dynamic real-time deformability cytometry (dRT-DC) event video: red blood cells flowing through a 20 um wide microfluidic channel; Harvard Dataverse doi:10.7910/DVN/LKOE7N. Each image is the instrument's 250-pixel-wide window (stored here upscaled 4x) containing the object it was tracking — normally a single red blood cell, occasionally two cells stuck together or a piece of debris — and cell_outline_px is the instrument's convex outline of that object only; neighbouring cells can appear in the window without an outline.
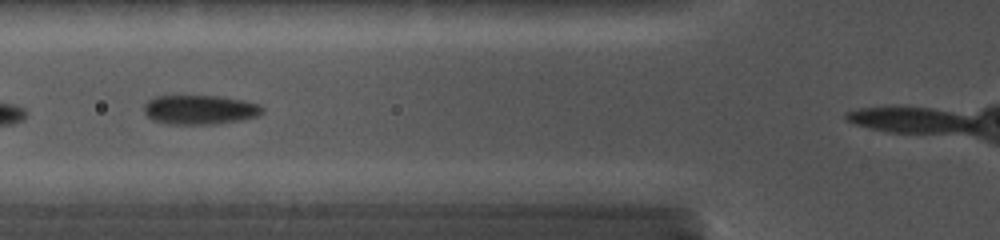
{"species": "common noctule bat (a hibernating species)", "species_latin": "Nyctalus noctula", "temperature_condition": "cold", "stored_images_in_passage": 11, "camera_frame_rate_fps": 5000, "um_per_image_px": 0.085, "animal": {"sex": "female", "body_mass_g": 19.0, "forearm_length_mm": 56.7}, "frame": {"image": 1, "passage_image": 5, "time_ms": 1.4, "image_size_px": [1000, 240], "cell_outline_px": [[264, 108], [256, 116], [236, 120], [212, 124], [168, 124], [152, 120], [144, 112], [144, 108], [148, 100], [156, 96], [216, 96], [240, 100], [256, 104]], "centroid_in_image_um": [16.9, 9.32], "position_along_channel_um": 108.9, "area_um2": 19.71}}
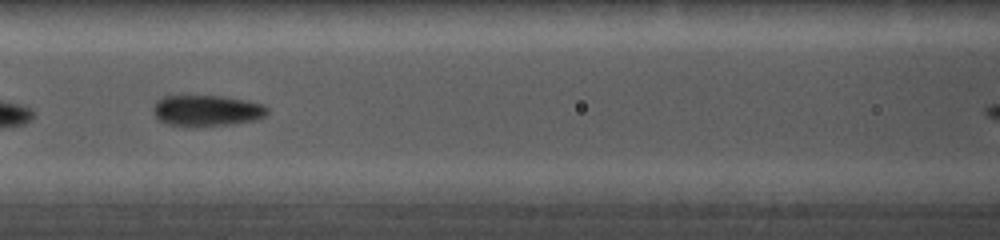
{"frame": {"image": 2, "passage_image": 8, "time_ms": 2.4, "image_size_px": [1000, 240], "cell_outline_px": [[268, 112], [264, 116], [256, 120], [224, 124], [168, 124], [160, 120], [156, 116], [156, 104], [164, 96], [220, 96], [260, 104], [268, 108]], "centroid_in_image_um": [17.62, 9.37], "position_along_channel_um": 149.0, "area_um2": 19.31}}